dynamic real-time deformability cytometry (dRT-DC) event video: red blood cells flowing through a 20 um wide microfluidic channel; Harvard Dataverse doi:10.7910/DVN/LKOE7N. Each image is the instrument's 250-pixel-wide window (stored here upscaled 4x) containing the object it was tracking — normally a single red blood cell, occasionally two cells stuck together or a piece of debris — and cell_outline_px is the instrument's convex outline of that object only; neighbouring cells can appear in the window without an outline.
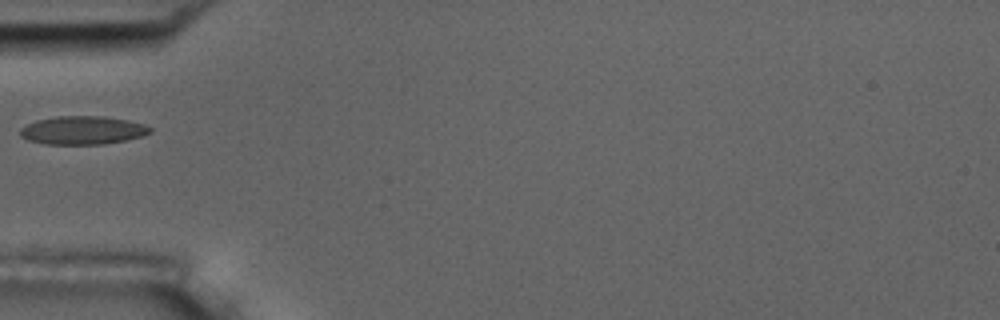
{"species": "common noctule bat (a hibernating species)", "species_latin": "Nyctalus noctula", "temperature_condition": "room temperature", "stored_images_in_passage": 38, "camera_frame_rate_fps": 3000, "um_per_image_px": 0.085, "animal": {"sex": "male", "body_mass_g": 17.5, "forearm_length_mm": 52.3}, "frame": {"image": 1, "passage_image": 1, "time_ms": 0.0, "image_size_px": [1000, 320], "cell_outline_px": [[152, 132], [140, 136], [124, 140], [104, 144], [44, 144], [28, 140], [20, 136], [20, 128], [36, 120], [56, 116], [104, 116], [128, 120], [144, 124], [152, 128]], "centroid_in_image_um": [7.01, 11.07], "position_along_channel_um": 78.0, "area_um2": 21.44}}
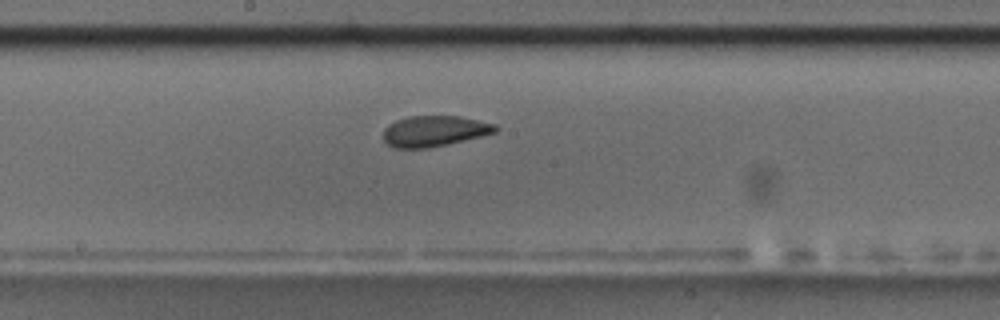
{"frame": {"image": 2, "passage_image": 12, "time_ms": 3.667, "image_size_px": [1000, 320], "cell_outline_px": [[496, 132], [448, 144], [428, 148], [392, 148], [384, 140], [384, 128], [388, 124], [396, 120], [408, 116], [460, 116], [496, 124]], "centroid_in_image_um": [36.88, 11.14], "position_along_channel_um": 211.3, "area_um2": 20.06}}